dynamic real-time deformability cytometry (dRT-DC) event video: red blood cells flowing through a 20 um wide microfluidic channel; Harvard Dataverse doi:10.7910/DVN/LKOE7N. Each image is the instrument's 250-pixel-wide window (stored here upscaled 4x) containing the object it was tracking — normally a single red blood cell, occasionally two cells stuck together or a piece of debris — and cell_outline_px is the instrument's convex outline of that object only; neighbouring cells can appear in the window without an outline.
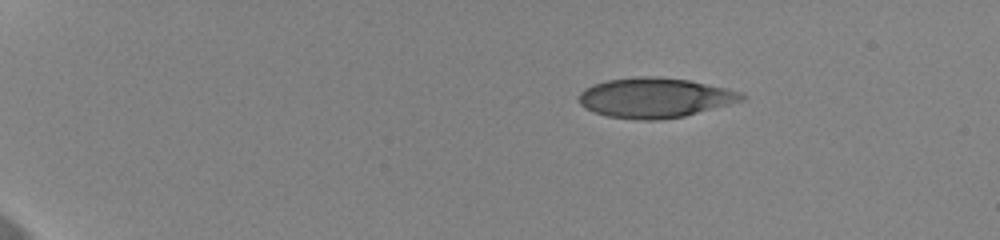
{"species": "human", "species_latin": "Homo sapiens", "temperature_condition": "cold", "stored_images_in_passage": 48, "camera_frame_rate_fps": 3000, "um_per_image_px": 0.085, "donor": {"sex": "female"}, "frame": {"image": 1, "passage_image": 1, "time_ms": 0.0, "image_size_px": [1000, 240], "cell_outline_px": [[744, 100], [684, 116], [656, 120], [636, 120], [608, 116], [584, 108], [580, 104], [580, 92], [584, 88], [608, 80], [636, 76], [652, 76], [688, 80], [744, 92]], "centroid_in_image_um": [55.66, 8.31], "position_along_channel_um": 29.3, "area_um2": 37.57}}
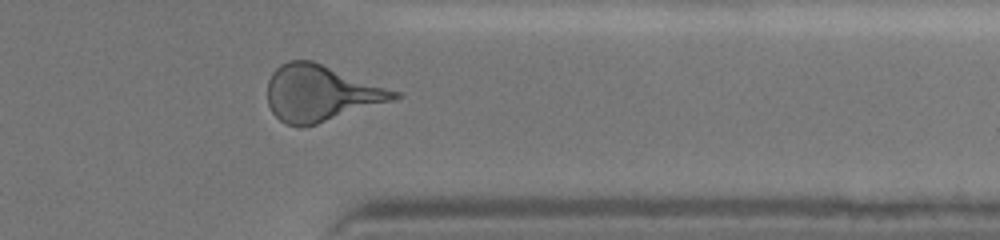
{"frame": {"image": 2, "passage_image": 39, "time_ms": 12.667, "image_size_px": [1000, 240], "cell_outline_px": [[404, 96], [392, 100], [316, 124], [300, 128], [284, 124], [272, 112], [268, 104], [268, 80], [272, 72], [280, 64], [288, 60], [312, 60], [400, 92]], "centroid_in_image_um": [27.22, 7.92], "position_along_channel_um": 384.2, "area_um2": 41.33}}
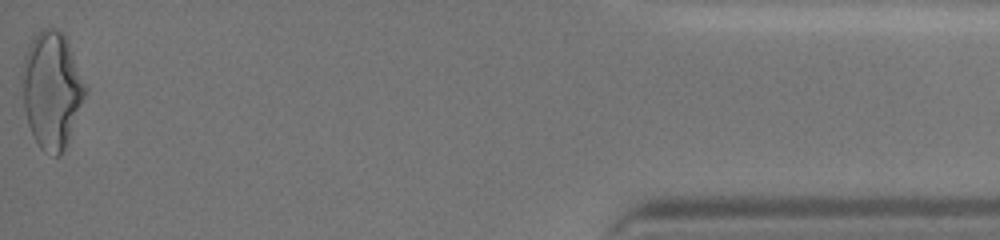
{"frame": {"image": 3, "passage_image": 48, "time_ms": 15.667, "image_size_px": [1000, 240], "cell_outline_px": [[88, 92], [64, 148], [60, 156], [56, 156], [44, 152], [40, 148], [28, 124], [24, 108], [20, 80], [20, 72], [24, 56], [28, 44], [36, 32], [40, 28], [56, 28], [68, 40], [88, 88]], "centroid_in_image_um": [4.39, 7.59], "position_along_channel_um": 430.8, "area_um2": 43.47}, "authors_computed_cell_mechanics": {"area_um2": 39.2462, "velocity_mm_per_s": 3.6596, "shape_relaxation_time_tau1_ms": 4.7979, "shape_relaxation_time_tau2_ms": 1.228, "deformation_change_tau1": 0.1592, "deformation_change_tau2": 0.103}}